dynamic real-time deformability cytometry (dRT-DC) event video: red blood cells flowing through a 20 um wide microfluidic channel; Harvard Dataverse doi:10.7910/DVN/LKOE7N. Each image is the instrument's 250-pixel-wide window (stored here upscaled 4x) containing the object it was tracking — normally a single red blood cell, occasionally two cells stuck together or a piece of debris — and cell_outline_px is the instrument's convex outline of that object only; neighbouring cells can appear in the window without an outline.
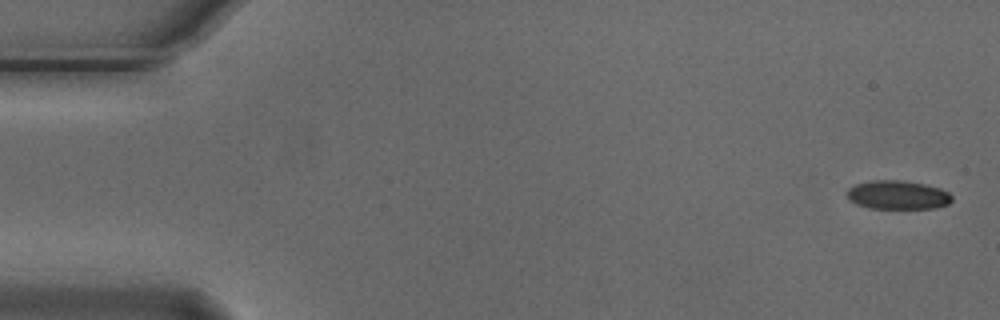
{"species": "Egyptian fruit bat (a non-hibernating species)", "species_latin": "Rousettus aegyptiacus", "temperature_condition": "cold", "stored_images_in_passage": 4, "camera_frame_rate_fps": 3000, "um_per_image_px": 0.085, "animal": {"sex": "male"}, "frame": {"image": 1, "passage_image": 1, "time_ms": 0.0, "image_size_px": [1000, 320], "cell_outline_px": [[952, 200], [948, 204], [936, 208], [868, 208], [856, 204], [848, 200], [844, 192], [848, 188], [856, 184], [872, 180], [900, 180], [924, 184], [940, 188], [948, 192], [952, 196]], "centroid_in_image_um": [76.26, 16.57], "position_along_channel_um": 8.7, "area_um2": 17.74}}
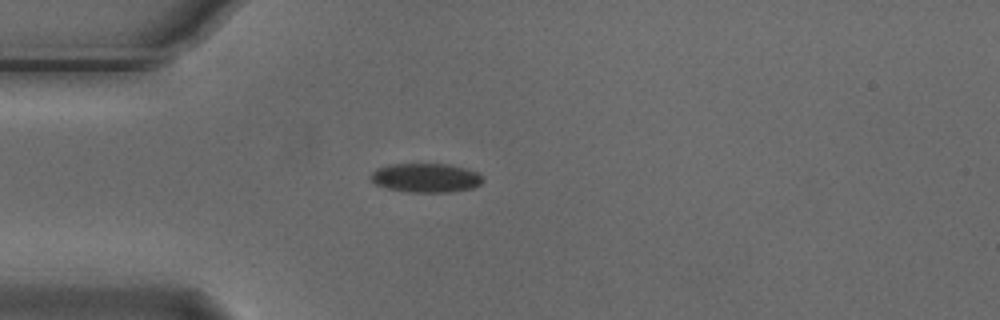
{"frame": {"image": 2, "passage_image": 4, "time_ms": 1.0, "image_size_px": [1000, 320], "cell_outline_px": [[484, 180], [480, 184], [472, 188], [452, 192], [408, 192], [388, 188], [376, 184], [368, 176], [376, 168], [388, 164], [448, 164], [468, 168], [480, 172]], "centroid_in_image_um": [36.22, 15.1], "position_along_channel_um": 48.8, "area_um2": 19.25}}